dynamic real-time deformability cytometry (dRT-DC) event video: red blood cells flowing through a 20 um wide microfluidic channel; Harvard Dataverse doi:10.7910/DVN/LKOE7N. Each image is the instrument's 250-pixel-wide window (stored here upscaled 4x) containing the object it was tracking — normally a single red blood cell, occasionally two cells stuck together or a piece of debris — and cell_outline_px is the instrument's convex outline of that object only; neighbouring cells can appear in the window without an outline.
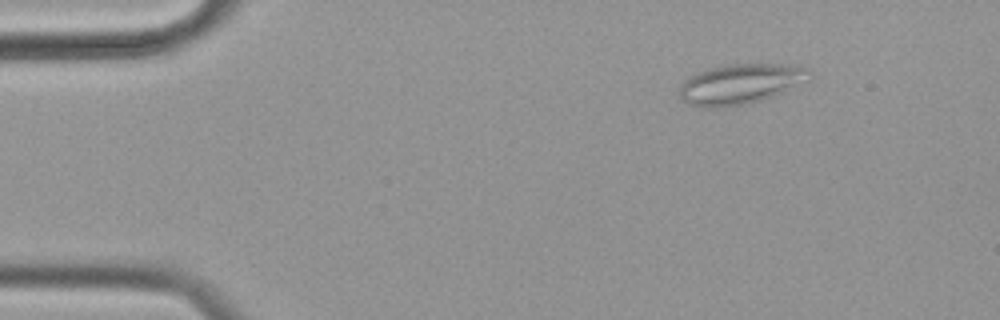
{"species": "common noctule bat (a hibernating species)", "species_latin": "Nyctalus noctula", "temperature_condition": "cold", "stored_images_in_passage": 57, "camera_frame_rate_fps": 3000, "um_per_image_px": 0.085, "animal": {"sex": "female", "body_mass_g": 19.9}, "frame": {"image": 1, "passage_image": 7, "time_ms": 2.0, "image_size_px": [1000, 320], "cell_outline_px": [[812, 80], [772, 96], [760, 100], [740, 104], [688, 104], [680, 100], [680, 84], [688, 76], [696, 72], [708, 68], [728, 64], [800, 64], [808, 68]], "centroid_in_image_um": [63.02, 7.06], "position_along_channel_um": 22.0, "area_um2": 29.88}}
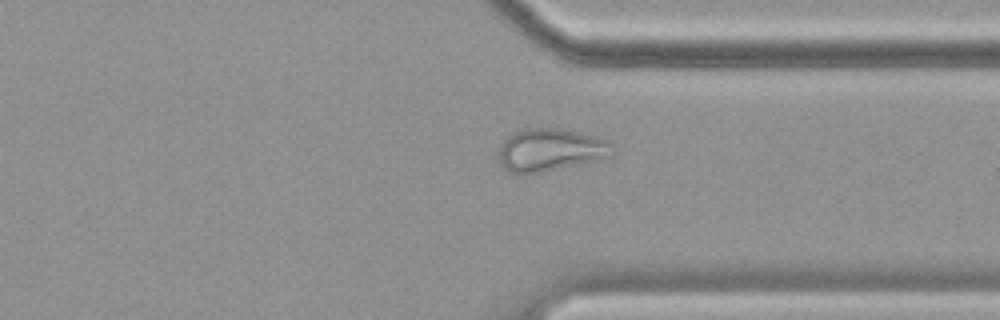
{"frame": {"image": 2, "passage_image": 43, "time_ms": 14.0, "image_size_px": [1000, 320], "cell_outline_px": [[616, 152], [612, 156], [600, 160], [540, 172], [508, 172], [500, 168], [500, 144], [508, 136], [516, 132], [528, 128], [556, 128], [580, 132], [596, 136], [608, 140], [612, 144]], "centroid_in_image_um": [46.84, 12.73], "position_along_channel_um": 364.6, "area_um2": 28.32}}
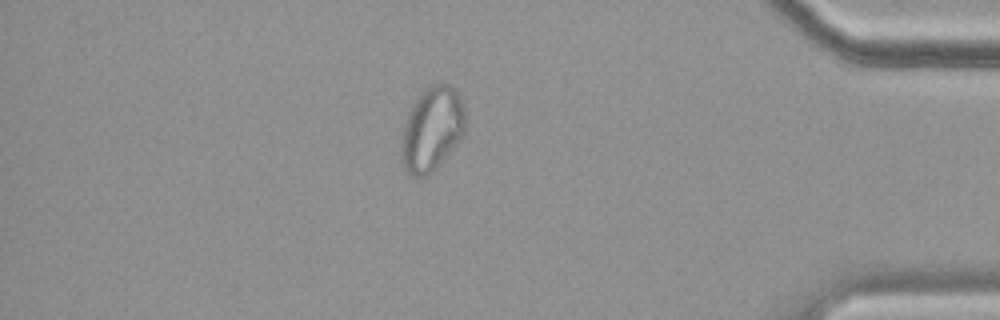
{"frame": {"image": 3, "passage_image": 49, "time_ms": 16.0, "image_size_px": [1000, 320], "cell_outline_px": [[464, 132], [456, 144], [428, 176], [412, 176], [404, 168], [400, 160], [400, 144], [404, 124], [408, 112], [412, 104], [432, 84], [448, 84], [456, 88], [464, 108]], "centroid_in_image_um": [36.68, 10.99], "position_along_channel_um": 398.5, "area_um2": 31.04}, "authors_computed_cell_mechanics": {"area_um2": 28.6688, "velocity_mm_per_s": 3.496, "shape_relaxation_time_tau1_ms": null, "shape_relaxation_time_tau2_ms": 3.1584, "deformation_change_tau1": null, "deformation_change_tau2": 0.0964}}